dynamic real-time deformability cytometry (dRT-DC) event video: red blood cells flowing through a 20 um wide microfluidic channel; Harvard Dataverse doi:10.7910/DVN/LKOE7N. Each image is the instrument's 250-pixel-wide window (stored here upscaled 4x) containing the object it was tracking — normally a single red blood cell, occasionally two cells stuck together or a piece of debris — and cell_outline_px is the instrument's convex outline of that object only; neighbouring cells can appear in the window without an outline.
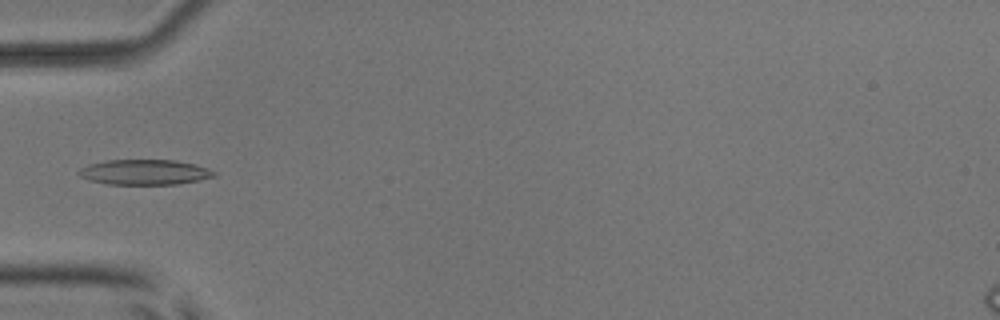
{"species": "common noctule bat (a hibernating species)", "species_latin": "Nyctalus noctula", "temperature_condition": "room temperature", "stored_images_in_passage": 7, "camera_frame_rate_fps": 3000, "um_per_image_px": 0.085, "animal": {"sex": "male", "body_mass_g": 17.9, "forearm_length_mm": 54.2}, "frame": {"image": 1, "passage_image": 5, "time_ms": 1.333, "image_size_px": [1000, 320], "cell_outline_px": [[216, 176], [200, 180], [176, 184], [108, 184], [88, 180], [80, 176], [76, 172], [80, 168], [88, 164], [104, 160], [176, 160], [196, 164], [208, 168], [216, 172]], "centroid_in_image_um": [12.28, 14.63], "position_along_channel_um": 72.7, "area_um2": 20.06}}
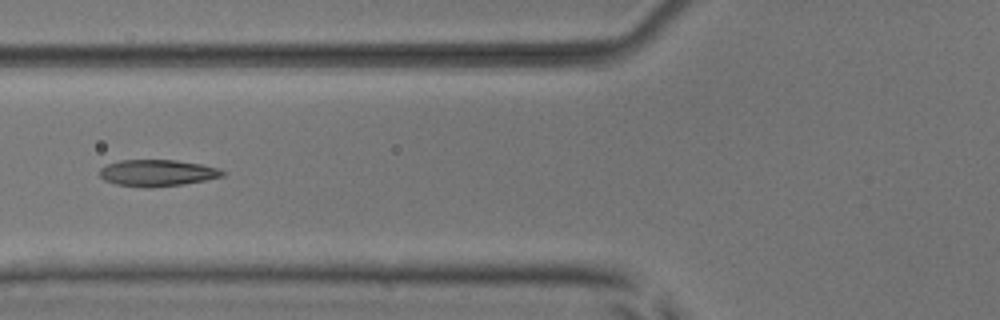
{"frame": {"image": 2, "passage_image": 6, "time_ms": 1.667, "image_size_px": [1000, 320], "cell_outline_px": [[228, 172], [224, 176], [184, 184], [148, 188], [144, 188], [116, 184], [104, 180], [100, 176], [100, 168], [108, 164], [120, 160], [176, 160], [204, 164], [220, 168]], "centroid_in_image_um": [13.42, 14.7], "position_along_channel_um": 112.4, "area_um2": 19.25}}
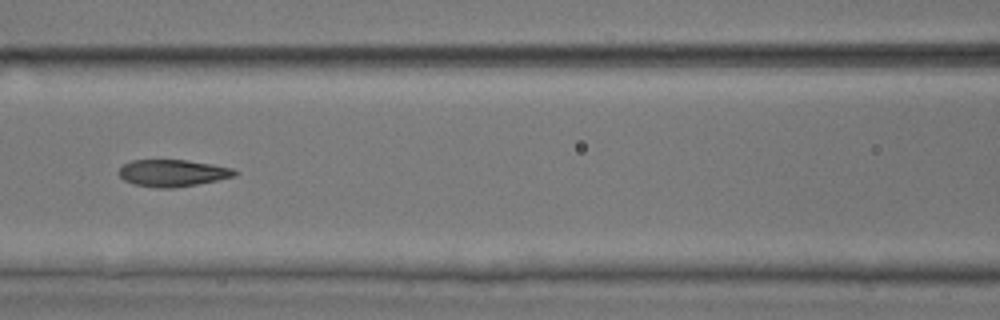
{"frame": {"image": 3, "passage_image": 7, "time_ms": 2.0, "image_size_px": [1000, 320], "cell_outline_px": [[240, 172], [236, 176], [196, 184], [172, 188], [156, 188], [136, 184], [124, 180], [120, 176], [120, 168], [124, 164], [132, 160], [184, 160], [212, 164], [232, 168]], "centroid_in_image_um": [14.7, 14.7], "position_along_channel_um": 151.9, "area_um2": 17.98}}